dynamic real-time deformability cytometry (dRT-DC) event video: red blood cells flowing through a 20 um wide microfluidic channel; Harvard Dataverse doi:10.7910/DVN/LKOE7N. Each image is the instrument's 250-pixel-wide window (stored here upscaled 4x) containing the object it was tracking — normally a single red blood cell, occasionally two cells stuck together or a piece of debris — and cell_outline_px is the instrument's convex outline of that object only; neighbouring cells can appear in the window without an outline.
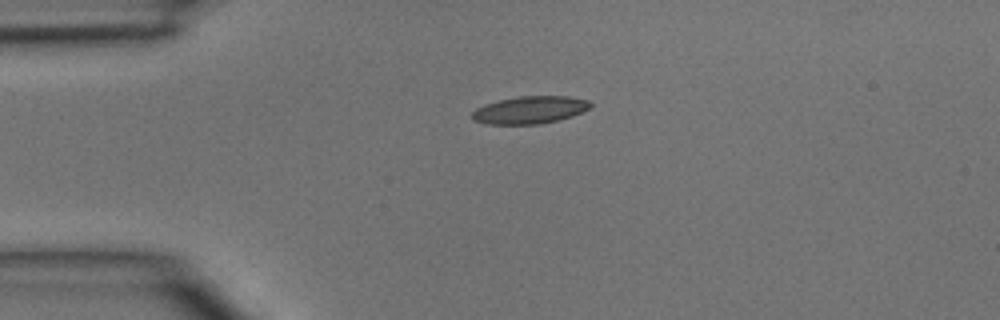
{"species": "common noctule bat (a hibernating species)", "species_latin": "Nyctalus noctula", "temperature_condition": "room temperature", "stored_images_in_passage": 5, "camera_frame_rate_fps": 3000, "um_per_image_px": 0.085, "animal": {"sex": "male", "body_mass_g": 15.6}, "frame": {"image": 1, "passage_image": 5, "time_ms": 1.333, "image_size_px": [1000, 320], "cell_outline_px": [[592, 104], [588, 108], [572, 116], [540, 124], [488, 124], [472, 120], [472, 112], [476, 108], [484, 104], [500, 100], [520, 96], [568, 96], [588, 100]], "centroid_in_image_um": [45.01, 9.34], "position_along_channel_um": 40.0, "area_um2": 18.79}}